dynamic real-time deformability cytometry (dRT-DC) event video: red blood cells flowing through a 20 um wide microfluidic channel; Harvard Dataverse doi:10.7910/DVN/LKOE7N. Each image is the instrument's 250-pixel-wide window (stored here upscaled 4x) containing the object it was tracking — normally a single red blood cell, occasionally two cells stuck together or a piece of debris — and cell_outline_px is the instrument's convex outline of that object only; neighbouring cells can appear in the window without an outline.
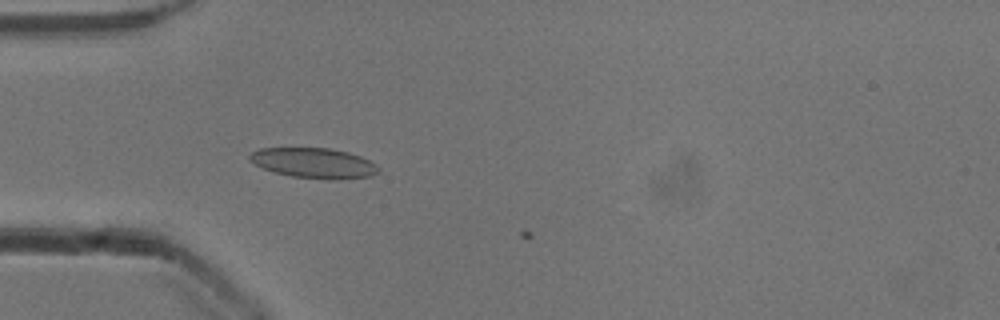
{"species": "common noctule bat (a hibernating species)", "species_latin": "Nyctalus noctula", "temperature_condition": "cold", "stored_images_in_passage": 7, "camera_frame_rate_fps": 3000, "um_per_image_px": 0.085, "animal": {"sex": "male", "body_mass_g": 13.3}, "frame": {"image": 1, "passage_image": 5, "time_ms": 1.333, "image_size_px": [1000, 320], "cell_outline_px": [[380, 172], [372, 176], [336, 180], [328, 180], [292, 176], [276, 172], [264, 168], [248, 160], [248, 156], [252, 152], [260, 148], [332, 148], [348, 152], [360, 156], [376, 164], [380, 168]], "centroid_in_image_um": [26.72, 13.86], "position_along_channel_um": 58.3, "area_um2": 22.77}}